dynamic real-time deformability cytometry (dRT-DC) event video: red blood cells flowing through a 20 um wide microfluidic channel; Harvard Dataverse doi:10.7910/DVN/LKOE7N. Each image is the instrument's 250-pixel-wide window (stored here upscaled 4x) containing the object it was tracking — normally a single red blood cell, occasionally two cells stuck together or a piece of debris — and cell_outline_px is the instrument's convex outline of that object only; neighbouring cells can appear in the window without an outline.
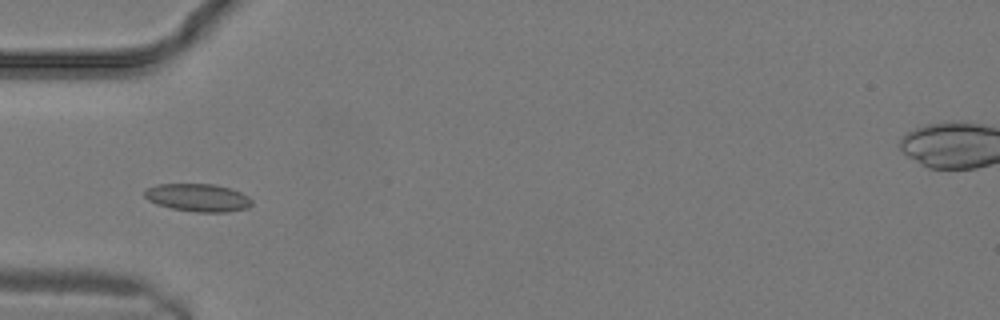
{"species": "common noctule bat (a hibernating species)", "species_latin": "Nyctalus noctula", "temperature_condition": "warm", "stored_images_in_passage": 14, "camera_frame_rate_fps": 3000, "um_per_image_px": 0.085, "animal": {"sex": "male", "body_mass_g": 19.2, "forearm_length_mm": 51.8}, "frame": {"image": 1, "passage_image": 5, "time_ms": 1.333, "image_size_px": [1000, 320], "cell_outline_px": [[252, 204], [248, 208], [228, 212], [196, 212], [172, 208], [156, 204], [148, 200], [144, 196], [144, 192], [148, 188], [156, 184], [216, 184], [240, 192], [248, 196], [252, 200]], "centroid_in_image_um": [16.83, 16.8], "position_along_channel_um": 68.2, "area_um2": 17.4}}
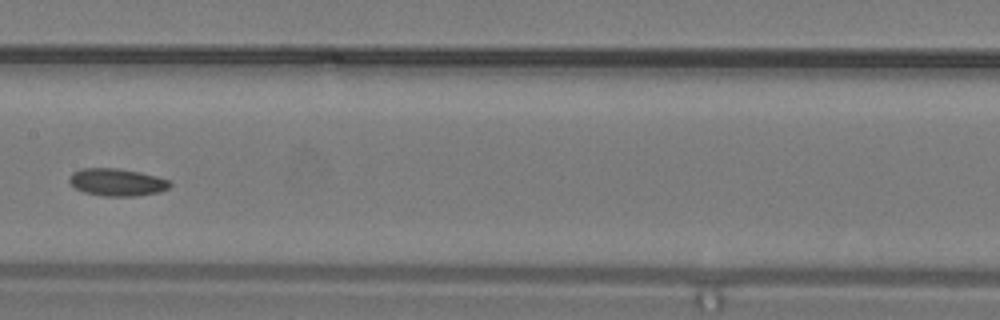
{"frame": {"image": 2, "passage_image": 10, "time_ms": 3.0, "image_size_px": [1000, 320], "cell_outline_px": [[172, 184], [168, 188], [160, 192], [136, 196], [104, 196], [84, 192], [76, 188], [68, 180], [72, 172], [80, 168], [116, 168], [140, 172], [156, 176], [168, 180]], "centroid_in_image_um": [9.94, 15.48], "position_along_channel_um": 197.5, "area_um2": 16.07}}
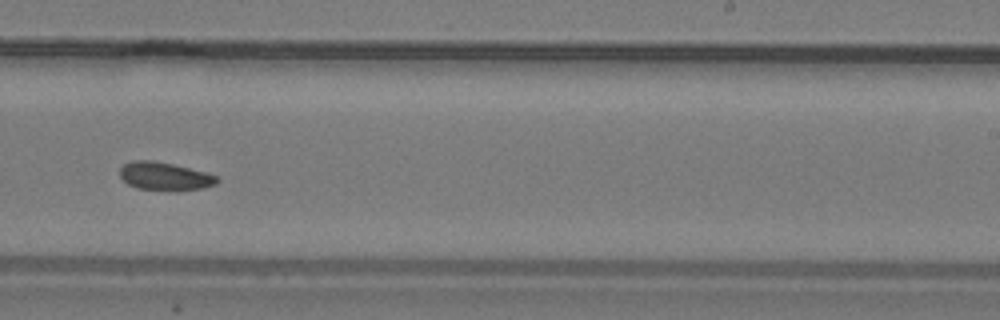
{"frame": {"image": 3, "passage_image": 13, "time_ms": 4.0, "image_size_px": [1000, 320], "cell_outline_px": [[220, 180], [216, 184], [204, 188], [176, 192], [172, 192], [136, 188], [128, 184], [120, 176], [120, 168], [124, 164], [132, 160], [152, 160], [172, 164], [204, 172], [216, 176]], "centroid_in_image_um": [14.0, 15.01], "position_along_channel_um": 275.0, "area_um2": 16.18}}